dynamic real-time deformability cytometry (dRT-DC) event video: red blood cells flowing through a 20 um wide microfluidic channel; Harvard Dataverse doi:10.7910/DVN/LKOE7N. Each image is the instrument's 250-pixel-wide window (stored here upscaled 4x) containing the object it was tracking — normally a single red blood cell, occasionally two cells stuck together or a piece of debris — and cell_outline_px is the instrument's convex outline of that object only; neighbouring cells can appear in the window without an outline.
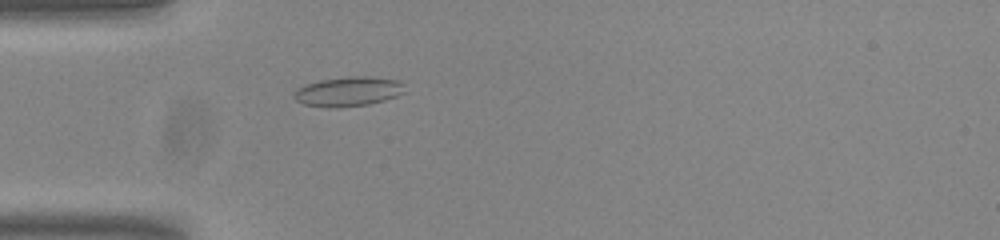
{"species": "common noctule bat (a hibernating species)", "species_latin": "Nyctalus noctula", "temperature_condition": "room temperature", "stored_images_in_passage": 39, "camera_frame_rate_fps": 3000, "um_per_image_px": 0.085, "animal": {"sex": "male", "body_mass_g": 20.0, "forearm_length_mm": 53.3}, "frame": {"image": 1, "passage_image": 1, "time_ms": 0.0, "image_size_px": [1000, 240], "cell_outline_px": [[404, 92], [396, 96], [384, 100], [368, 104], [336, 108], [328, 108], [304, 104], [296, 100], [292, 96], [292, 92], [296, 88], [320, 80], [348, 76], [368, 76], [400, 80], [404, 84]], "centroid_in_image_um": [29.58, 7.77], "position_along_channel_um": 55.4, "area_um2": 19.25}}
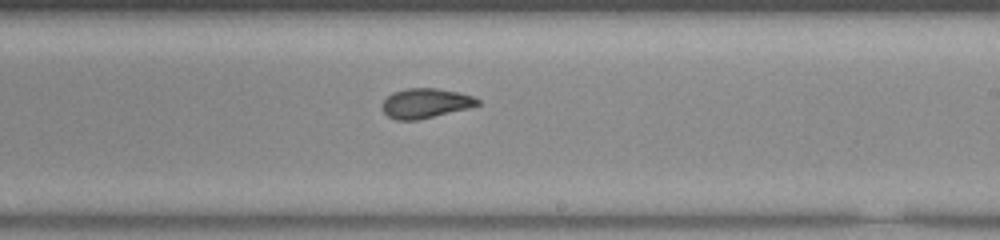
{"frame": {"image": 2, "passage_image": 17, "time_ms": 5.333, "image_size_px": [1000, 240], "cell_outline_px": [[480, 104], [468, 108], [416, 120], [396, 120], [388, 116], [380, 108], [380, 104], [392, 92], [408, 88], [436, 88], [456, 92], [472, 96], [480, 100]], "centroid_in_image_um": [36.12, 8.77], "position_along_channel_um": 252.9, "area_um2": 16.42}}
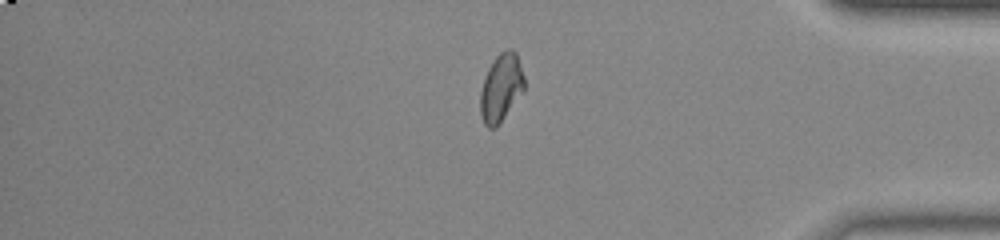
{"frame": {"image": 3, "passage_image": 30, "time_ms": 9.667, "image_size_px": [1000, 240], "cell_outline_px": [[524, 88], [496, 128], [488, 128], [484, 124], [480, 112], [480, 92], [488, 68], [492, 60], [504, 48], [512, 48], [516, 52], [524, 76]], "centroid_in_image_um": [42.57, 7.41], "position_along_channel_um": 392.6, "area_um2": 17.22}, "authors_computed_cell_mechanics": {"area_um2": 17.1088, "velocity_mm_per_s": 3.8169, "shape_relaxation_time_tau1_ms": null, "shape_relaxation_time_tau2_ms": 0.9957, "deformation_change_tau1": null, "deformation_change_tau2": 0.0654}}